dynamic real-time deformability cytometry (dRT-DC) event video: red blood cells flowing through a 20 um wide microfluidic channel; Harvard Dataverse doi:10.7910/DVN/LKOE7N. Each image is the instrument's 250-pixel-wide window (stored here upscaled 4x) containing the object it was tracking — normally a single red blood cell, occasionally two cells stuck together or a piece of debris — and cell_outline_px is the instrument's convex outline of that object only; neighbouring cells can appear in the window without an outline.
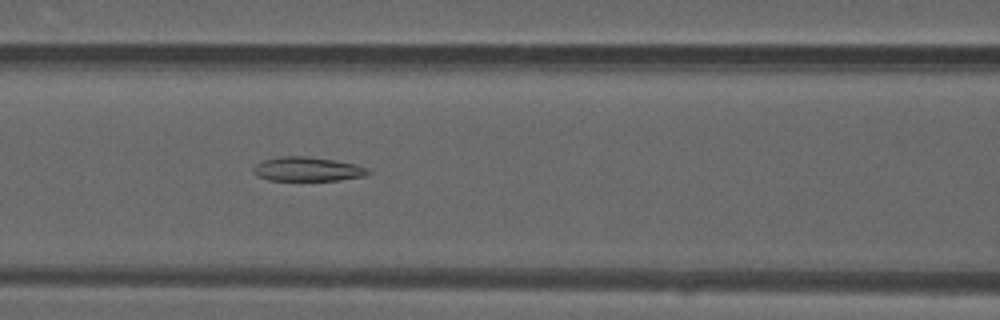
{"species": "common noctule bat (a hibernating species)", "species_latin": "Nyctalus noctula", "temperature_condition": "warm", "stored_images_in_passage": 49, "camera_frame_rate_fps": 3000, "um_per_image_px": 0.085, "animal": {"sex": "male", "forearm_length_mm": 52.5}, "frame": {"image": 1, "passage_image": 21, "time_ms": 6.667, "image_size_px": [1000, 320], "cell_outline_px": [[372, 172], [364, 176], [340, 180], [268, 180], [256, 176], [252, 172], [252, 168], [256, 164], [264, 160], [280, 156], [308, 156], [336, 160], [356, 164], [368, 168]], "centroid_in_image_um": [26.13, 14.37], "position_along_channel_um": 140.5, "area_um2": 16.36}}
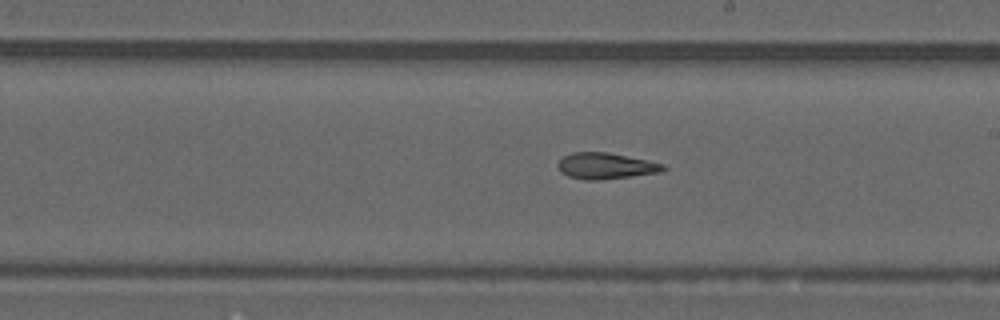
{"frame": {"image": 2, "passage_image": 28, "time_ms": 9.0, "image_size_px": [1000, 320], "cell_outline_px": [[668, 168], [660, 172], [632, 176], [596, 180], [584, 180], [568, 176], [560, 172], [556, 164], [564, 156], [572, 152], [608, 152], [648, 160], [664, 164]], "centroid_in_image_um": [51.48, 14.1], "position_along_channel_um": 237.5, "area_um2": 16.13}}
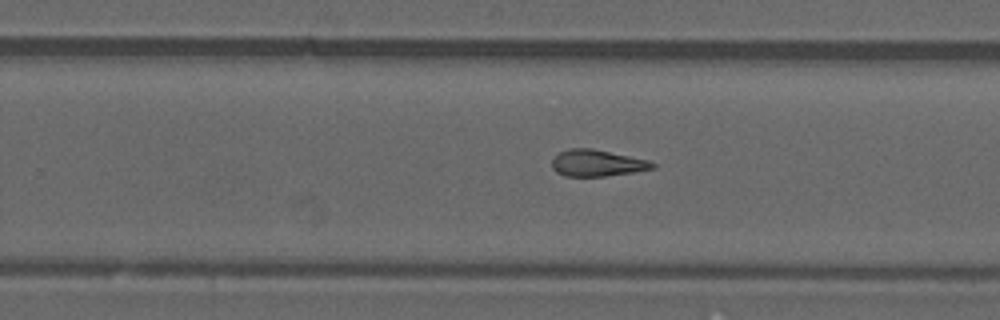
{"frame": {"image": 3, "passage_image": 31, "time_ms": 10.0, "image_size_px": [1000, 320], "cell_outline_px": [[656, 168], [632, 172], [604, 176], [564, 176], [556, 172], [552, 168], [552, 160], [560, 152], [568, 148], [592, 148], [648, 160], [656, 164]], "centroid_in_image_um": [50.74, 13.86], "position_along_channel_um": 279.1, "area_um2": 15.49}, "authors_computed_cell_mechanics": {"area_um2": 16.6464, "velocity_mm_per_s": 4.1722, "shape_relaxation_time_tau1_ms": null, "shape_relaxation_time_tau2_ms": 3.2268, "deformation_change_tau1": null, "deformation_change_tau2": 0.1355}}